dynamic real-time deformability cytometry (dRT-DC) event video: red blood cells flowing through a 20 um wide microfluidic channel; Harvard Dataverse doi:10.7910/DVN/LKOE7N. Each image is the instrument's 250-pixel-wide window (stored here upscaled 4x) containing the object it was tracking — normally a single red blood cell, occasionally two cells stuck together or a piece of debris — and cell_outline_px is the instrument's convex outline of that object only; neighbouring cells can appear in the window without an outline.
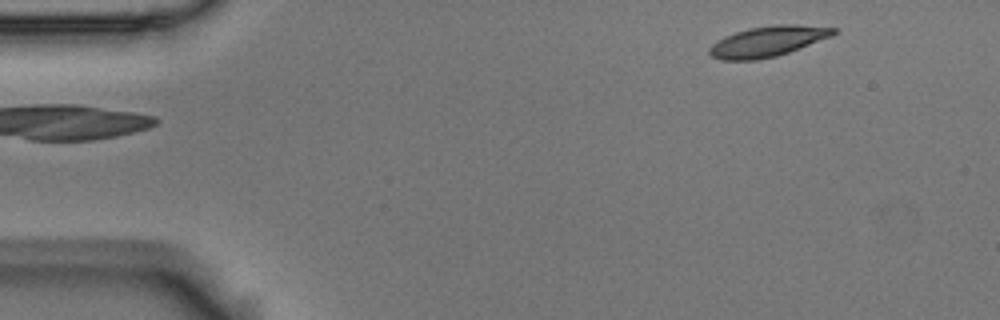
{"species": "Egyptian fruit bat (a non-hibernating species)", "species_latin": "Rousettus aegyptiacus", "temperature_condition": "room temperature", "stored_images_in_passage": 3, "camera_frame_rate_fps": 3000, "um_per_image_px": 0.085, "animal": {"sex": "male"}, "frame": {"image": 1, "passage_image": 1, "time_ms": 0.0, "image_size_px": [1000, 320], "cell_outline_px": [[836, 32], [832, 36], [788, 52], [776, 56], [756, 60], [720, 60], [712, 56], [708, 52], [708, 48], [716, 40], [724, 36], [748, 28], [772, 24], [796, 24], [836, 28]], "centroid_in_image_um": [65.22, 3.51], "position_along_channel_um": 19.8, "area_um2": 22.08}}